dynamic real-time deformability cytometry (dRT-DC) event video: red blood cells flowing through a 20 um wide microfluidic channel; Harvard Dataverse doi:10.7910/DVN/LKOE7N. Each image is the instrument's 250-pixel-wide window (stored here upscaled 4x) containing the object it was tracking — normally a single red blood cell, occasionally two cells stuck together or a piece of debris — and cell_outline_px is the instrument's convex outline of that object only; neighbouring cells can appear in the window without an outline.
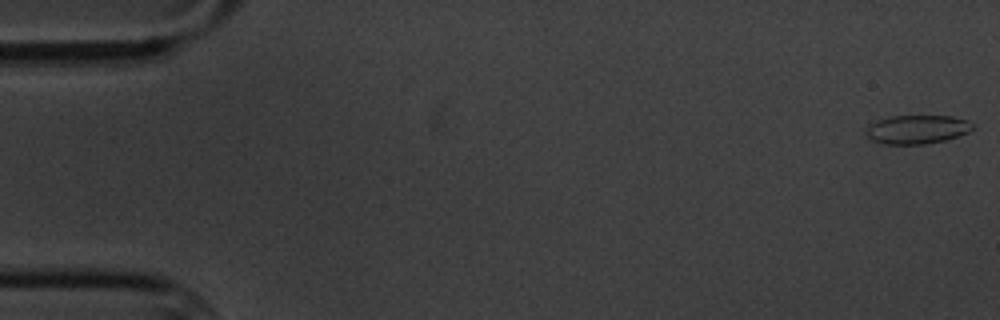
{"species": "common noctule bat (a hibernating species)", "species_latin": "Nyctalus noctula", "temperature_condition": "cold", "stored_images_in_passage": 6, "camera_frame_rate_fps": 3000, "um_per_image_px": 0.085, "animal": {"sex": "male", "body_mass_g": 20.1, "forearm_length_mm": 53.5}, "frame": {"image": 1, "passage_image": 1, "time_ms": 0.0, "image_size_px": [1000, 320], "cell_outline_px": [[972, 128], [968, 132], [944, 140], [924, 144], [884, 144], [872, 140], [868, 136], [868, 124], [892, 116], [952, 116], [968, 120], [972, 124]], "centroid_in_image_um": [77.96, 11.0], "position_along_channel_um": 7.0, "area_um2": 17.51}}